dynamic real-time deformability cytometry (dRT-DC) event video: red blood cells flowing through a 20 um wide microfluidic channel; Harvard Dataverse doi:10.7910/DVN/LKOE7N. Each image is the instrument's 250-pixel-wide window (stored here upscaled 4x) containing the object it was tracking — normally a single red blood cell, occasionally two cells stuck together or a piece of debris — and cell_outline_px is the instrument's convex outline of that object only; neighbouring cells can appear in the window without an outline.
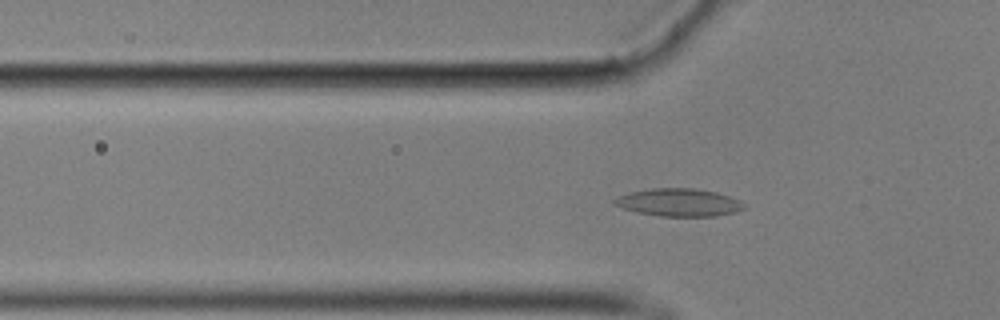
{"species": "common noctule bat (a hibernating species)", "species_latin": "Nyctalus noctula", "temperature_condition": "cold", "stored_images_in_passage": 54, "camera_frame_rate_fps": 3000, "um_per_image_px": 0.085, "animal": {"sex": "male", "body_mass_g": 17.9}, "frame": {"image": 1, "passage_image": 16, "time_ms": 5.0, "image_size_px": [1000, 320], "cell_outline_px": [[744, 208], [736, 212], [716, 216], [660, 216], [636, 212], [612, 204], [612, 200], [620, 196], [632, 192], [652, 188], [696, 188], [716, 192], [740, 200], [744, 204]], "centroid_in_image_um": [57.71, 17.21], "position_along_channel_um": 68.1, "area_um2": 20.87}}
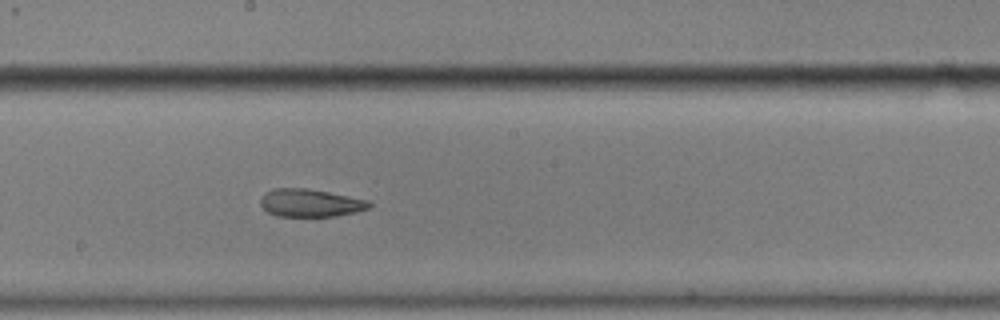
{"frame": {"image": 2, "passage_image": 29, "time_ms": 9.333, "image_size_px": [1000, 320], "cell_outline_px": [[372, 204], [368, 208], [356, 212], [336, 216], [276, 216], [268, 212], [260, 204], [260, 200], [264, 192], [272, 188], [308, 188], [368, 200]], "centroid_in_image_um": [26.34, 17.24], "position_along_channel_um": 221.9, "area_um2": 17.63}}
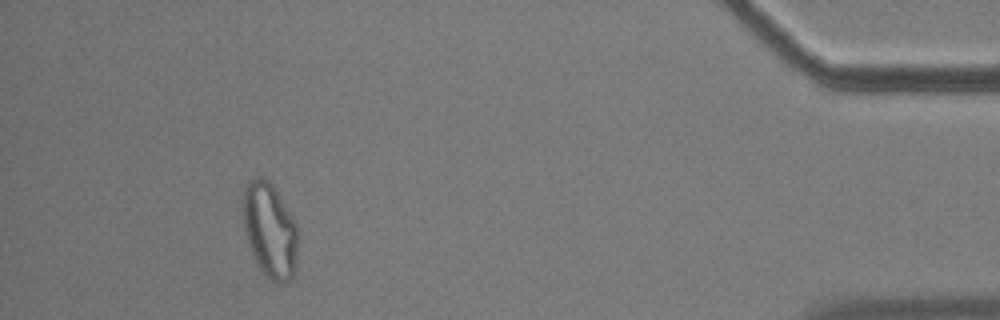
{"frame": {"image": 3, "passage_image": 50, "time_ms": 16.333, "image_size_px": [1000, 320], "cell_outline_px": [[296, 268], [292, 276], [288, 280], [272, 280], [264, 276], [256, 264], [248, 244], [244, 228], [240, 208], [240, 200], [244, 188], [248, 180], [256, 176], [260, 176], [268, 180], [272, 184], [292, 216], [296, 224]], "centroid_in_image_um": [22.86, 19.5], "position_along_channel_um": 412.3, "area_um2": 30.63}, "authors_computed_cell_mechanics": {"area_um2": 19.7098, "velocity_mm_per_s": 3.5452, "shape_relaxation_time_tau1_ms": null, "shape_relaxation_time_tau2_ms": 2.4548, "deformation_change_tau1": null, "deformation_change_tau2": 0.0994}}